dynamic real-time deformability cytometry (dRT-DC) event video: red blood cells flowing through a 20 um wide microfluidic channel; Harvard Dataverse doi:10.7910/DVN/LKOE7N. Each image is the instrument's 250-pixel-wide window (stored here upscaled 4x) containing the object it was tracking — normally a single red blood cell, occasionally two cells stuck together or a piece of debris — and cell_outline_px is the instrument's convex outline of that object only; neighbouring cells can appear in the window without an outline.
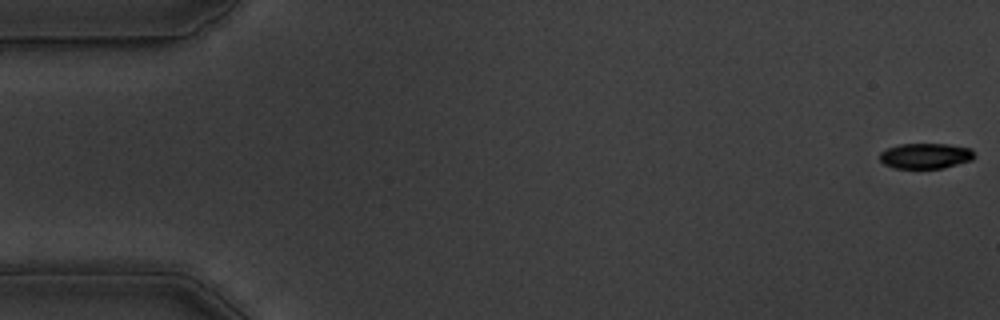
{"species": "common noctule bat (a hibernating species)", "species_latin": "Nyctalus noctula", "temperature_condition": "warm", "stored_images_in_passage": 56, "camera_frame_rate_fps": 3000, "um_per_image_px": 0.085, "animal": {"sex": "male", "body_mass_g": 19.5, "forearm_length_mm": 54.6}, "frame": {"image": 1, "passage_image": 1, "time_ms": 0.0, "image_size_px": [1000, 320], "cell_outline_px": [[976, 156], [972, 160], [944, 168], [896, 168], [884, 164], [880, 160], [880, 152], [888, 148], [900, 144], [948, 144], [972, 148]], "centroid_in_image_um": [78.71, 13.24], "position_along_channel_um": 6.3, "area_um2": 14.1}}
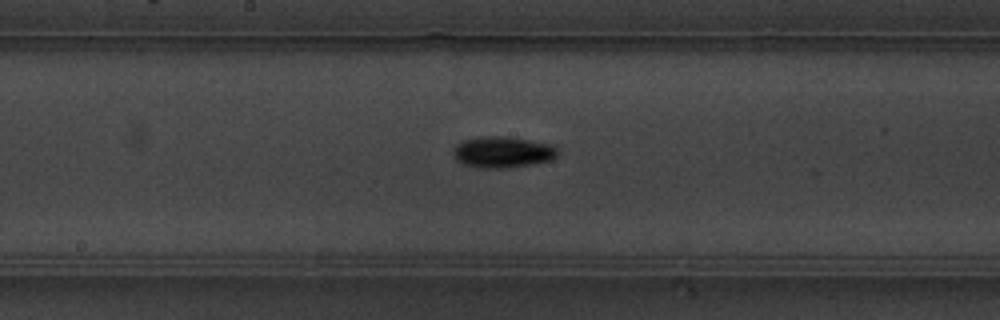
{"frame": {"image": 2, "passage_image": 29, "time_ms": 9.333, "image_size_px": [1000, 320], "cell_outline_px": [[560, 152], [552, 160], [532, 164], [504, 168], [476, 168], [464, 164], [456, 160], [452, 156], [452, 148], [456, 144], [464, 140], [480, 136], [500, 136], [528, 140], [548, 144], [556, 148]], "centroid_in_image_um": [42.66, 12.94], "position_along_channel_um": 205.5, "area_um2": 19.07}}
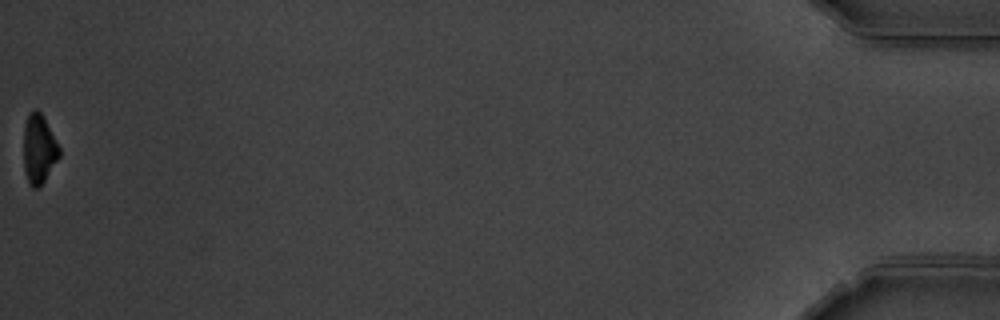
{"frame": {"image": 3, "passage_image": 56, "time_ms": 18.333, "image_size_px": [1000, 320], "cell_outline_px": [[60, 156], [44, 180], [36, 188], [32, 188], [28, 184], [24, 172], [24, 124], [28, 112], [32, 108], [36, 108], [44, 116], [60, 148]], "centroid_in_image_um": [3.29, 12.62], "position_along_channel_um": 431.9, "area_um2": 14.57}, "authors_computed_cell_mechanics": {"area_um2": 16.3574, "velocity_mm_per_s": 3.6509, "shape_relaxation_time_tau1_ms": 4.6106, "shape_relaxation_time_tau2_ms": null, "deformation_change_tau1": 0.1997, "deformation_change_tau2": null}}